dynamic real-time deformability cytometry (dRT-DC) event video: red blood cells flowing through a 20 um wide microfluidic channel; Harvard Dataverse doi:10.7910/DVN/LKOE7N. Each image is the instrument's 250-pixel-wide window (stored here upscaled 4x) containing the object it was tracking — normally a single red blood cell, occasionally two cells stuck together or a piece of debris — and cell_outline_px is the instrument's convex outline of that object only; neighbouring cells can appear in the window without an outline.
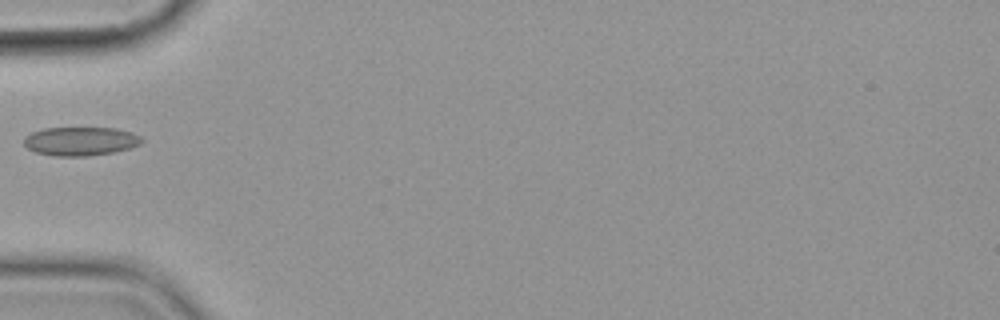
{"species": "common noctule bat (a hibernating species)", "species_latin": "Nyctalus noctula", "temperature_condition": "cold", "stored_images_in_passage": 5, "camera_frame_rate_fps": 3000, "um_per_image_px": 0.085, "animal": {"sex": "female", "body_mass_g": 19.9}, "frame": {"image": 1, "passage_image": 5, "time_ms": 5.333, "image_size_px": [1000, 320], "cell_outline_px": [[144, 140], [140, 144], [128, 148], [112, 152], [88, 156], [56, 156], [36, 152], [28, 148], [24, 144], [24, 136], [32, 132], [44, 128], [116, 128], [132, 132], [140, 136]], "centroid_in_image_um": [6.84, 12.0], "position_along_channel_um": 78.2, "area_um2": 19.65}}